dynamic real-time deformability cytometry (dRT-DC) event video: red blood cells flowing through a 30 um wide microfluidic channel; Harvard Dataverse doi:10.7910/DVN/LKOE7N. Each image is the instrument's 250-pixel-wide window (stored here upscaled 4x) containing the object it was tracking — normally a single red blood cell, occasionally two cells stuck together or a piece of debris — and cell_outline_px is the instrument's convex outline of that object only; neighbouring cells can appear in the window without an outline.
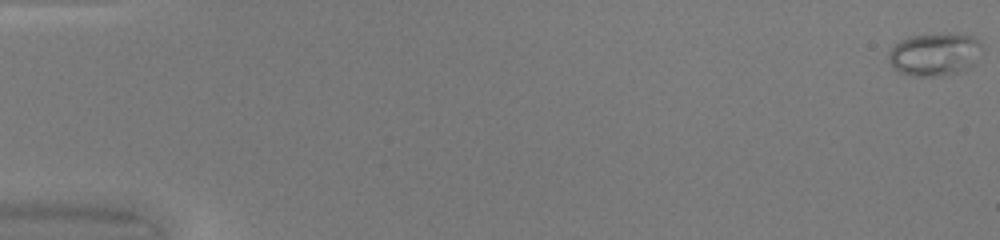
{"species": "common noctule bat (a hibernating species)", "species_latin": "Nyctalus noctula", "temperature_condition": "warm", "stored_images_in_passage": 34, "camera_frame_rate_fps": 3000, "um_per_image_px": 0.085, "animal": {"sex": "female", "body_mass_g": 20.0, "forearm_length_mm": 54.0}, "frame": {"image": 1, "passage_image": 1, "time_ms": 0.0, "image_size_px": [1000, 240], "cell_outline_px": [[984, 48], [976, 64], [960, 72], [944, 76], [912, 76], [896, 72], [892, 68], [888, 60], [888, 52], [900, 40], [908, 36], [948, 32], [976, 36], [980, 40]], "centroid_in_image_um": [79.49, 4.61], "position_along_channel_um": 5.5, "area_um2": 24.39}}
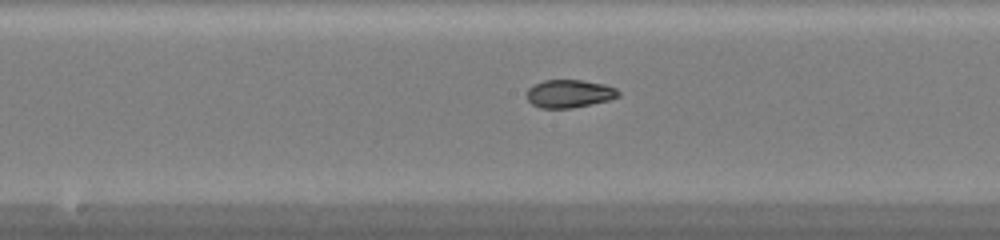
{"frame": {"image": 2, "passage_image": 27, "time_ms": 8.667, "image_size_px": [1000, 240], "cell_outline_px": [[620, 96], [608, 100], [592, 104], [572, 108], [540, 108], [532, 104], [528, 100], [528, 88], [544, 80], [580, 80], [604, 84], [616, 88], [620, 92]], "centroid_in_image_um": [48.42, 7.96], "position_along_channel_um": 199.8, "area_um2": 14.85}}
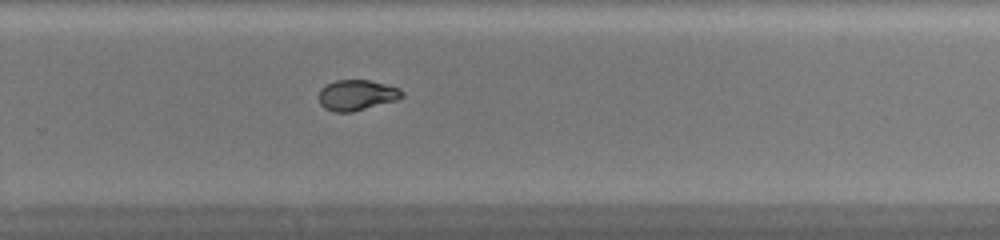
{"frame": {"image": 3, "passage_image": 34, "time_ms": 11.0, "image_size_px": [1000, 240], "cell_outline_px": [[404, 96], [396, 100], [352, 112], [332, 112], [324, 108], [320, 104], [320, 88], [324, 84], [336, 80], [368, 80], [400, 88], [404, 92]], "centroid_in_image_um": [30.31, 8.08], "position_along_channel_um": 299.5, "area_um2": 14.85}}